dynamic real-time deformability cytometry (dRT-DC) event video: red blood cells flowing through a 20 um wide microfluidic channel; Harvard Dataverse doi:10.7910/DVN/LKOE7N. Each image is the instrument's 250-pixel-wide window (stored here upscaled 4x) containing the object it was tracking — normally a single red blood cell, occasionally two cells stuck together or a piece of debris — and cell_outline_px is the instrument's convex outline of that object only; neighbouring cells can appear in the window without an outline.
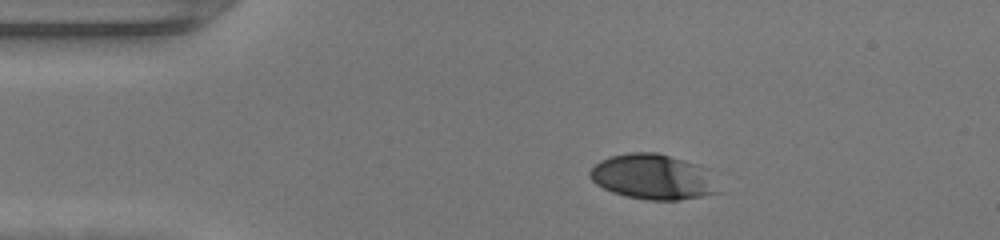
{"species": "human", "species_latin": "Homo sapiens", "temperature_condition": "warm", "stored_images_in_passage": 40, "camera_frame_rate_fps": 3000, "um_per_image_px": 0.085, "donor": {"sex": "female"}, "frame": {"image": 1, "passage_image": 1, "time_ms": 0.0, "image_size_px": [1000, 240], "cell_outline_px": [[724, 192], [680, 200], [648, 200], [624, 196], [612, 192], [596, 184], [588, 176], [588, 172], [600, 160], [612, 156], [628, 152], [656, 152], [684, 160], [708, 168]], "centroid_in_image_um": [55.56, 15.04], "position_along_channel_um": 29.4, "area_um2": 34.39}}
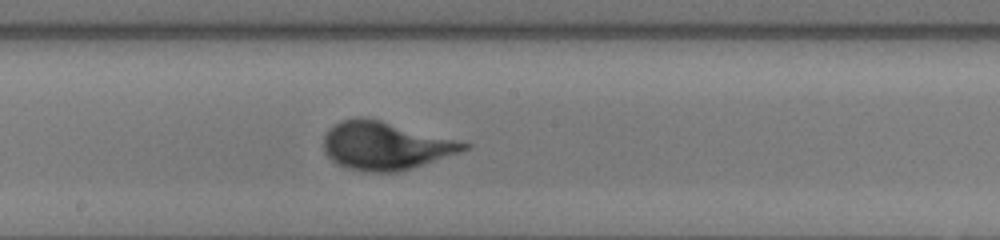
{"frame": {"image": 2, "passage_image": 18, "time_ms": 5.667, "image_size_px": [1000, 240], "cell_outline_px": [[472, 148], [396, 172], [364, 172], [344, 168], [336, 164], [324, 152], [324, 136], [328, 128], [340, 120], [356, 116], [360, 116], [380, 120], [460, 140], [472, 144]], "centroid_in_image_um": [32.72, 12.37], "position_along_channel_um": 215.5, "area_um2": 39.42}}
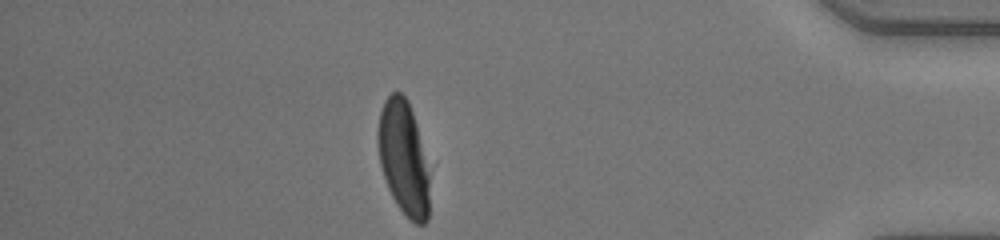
{"frame": {"image": 3, "passage_image": 34, "time_ms": 11.0, "image_size_px": [1000, 240], "cell_outline_px": [[428, 220], [424, 224], [416, 224], [408, 220], [396, 204], [388, 188], [380, 164], [376, 140], [376, 132], [380, 112], [384, 100], [392, 92], [400, 92], [408, 100], [416, 124], [428, 172]], "centroid_in_image_um": [34.26, 13.44], "position_along_channel_um": 400.9, "area_um2": 34.16}}